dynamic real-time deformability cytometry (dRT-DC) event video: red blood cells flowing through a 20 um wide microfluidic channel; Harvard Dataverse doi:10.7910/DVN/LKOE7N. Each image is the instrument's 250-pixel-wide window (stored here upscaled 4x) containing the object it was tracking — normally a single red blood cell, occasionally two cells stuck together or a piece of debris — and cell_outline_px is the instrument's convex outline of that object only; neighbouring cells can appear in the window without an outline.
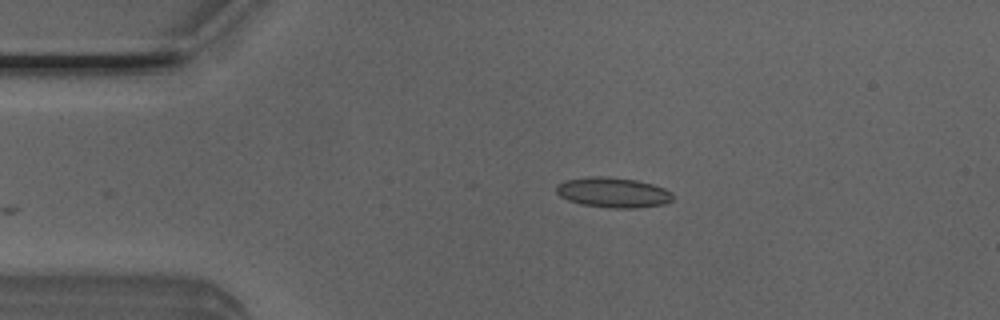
{"species": "Egyptian fruit bat (a non-hibernating species)", "species_latin": "Rousettus aegyptiacus", "temperature_condition": "room temperature", "stored_images_in_passage": 10, "camera_frame_rate_fps": 3000, "um_per_image_px": 0.085, "animal": {"sex": "male"}, "frame": {"image": 1, "passage_image": 1, "time_ms": 0.0, "image_size_px": [1000, 320], "cell_outline_px": [[672, 200], [664, 204], [636, 208], [608, 208], [580, 204], [568, 200], [560, 196], [556, 192], [556, 184], [564, 180], [588, 176], [604, 176], [636, 180], [652, 184], [664, 188], [672, 192]], "centroid_in_image_um": [52.07, 16.36], "position_along_channel_um": 32.9, "area_um2": 20.63}}